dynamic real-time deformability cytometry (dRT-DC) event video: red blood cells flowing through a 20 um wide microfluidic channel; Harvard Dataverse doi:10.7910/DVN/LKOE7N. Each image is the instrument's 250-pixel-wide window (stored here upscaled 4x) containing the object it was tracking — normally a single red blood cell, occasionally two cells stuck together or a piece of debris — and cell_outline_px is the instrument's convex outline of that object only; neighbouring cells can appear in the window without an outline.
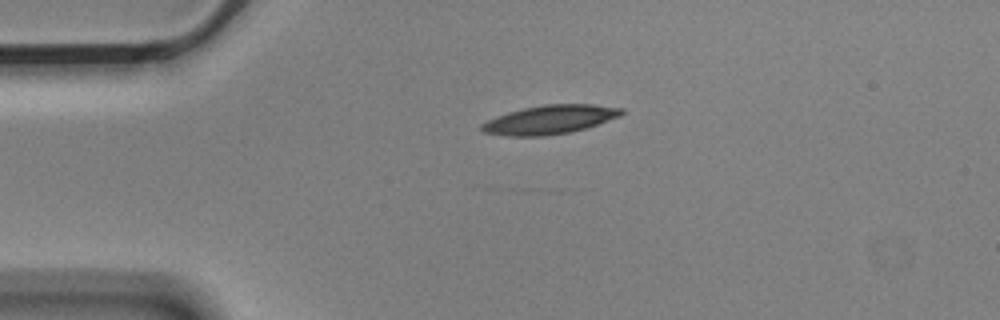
{"species": "Egyptian fruit bat (a non-hibernating species)", "species_latin": "Rousettus aegyptiacus", "temperature_condition": "cold", "stored_images_in_passage": 2, "camera_frame_rate_fps": 3000, "um_per_image_px": 0.085, "animal": {"sex": "male"}, "frame": {"image": 1, "passage_image": 1, "time_ms": 0.0, "image_size_px": [1000, 320], "cell_outline_px": [[624, 112], [620, 116], [584, 128], [568, 132], [544, 136], [508, 136], [484, 132], [480, 128], [480, 124], [496, 116], [508, 112], [524, 108], [544, 104], [592, 104], [624, 108]], "centroid_in_image_um": [46.71, 10.16], "position_along_channel_um": 38.3, "area_um2": 23.29}}